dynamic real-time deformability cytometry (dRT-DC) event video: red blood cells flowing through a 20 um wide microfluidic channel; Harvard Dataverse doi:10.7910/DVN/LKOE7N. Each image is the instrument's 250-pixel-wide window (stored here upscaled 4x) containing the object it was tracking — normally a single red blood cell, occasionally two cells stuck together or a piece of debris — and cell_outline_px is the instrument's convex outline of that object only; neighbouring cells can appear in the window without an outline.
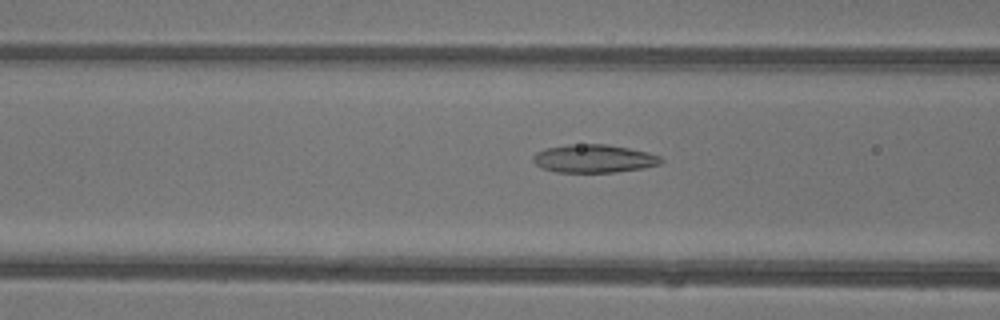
{"species": "common noctule bat (a hibernating species)", "species_latin": "Nyctalus noctula", "temperature_condition": "warm", "stored_images_in_passage": 45, "camera_frame_rate_fps": 3000, "um_per_image_px": 0.085, "animal": {"sex": "female"}, "frame": {"image": 1, "passage_image": 17, "time_ms": 5.333, "image_size_px": [1000, 320], "cell_outline_px": [[664, 160], [660, 164], [644, 168], [616, 172], [556, 172], [540, 168], [532, 160], [532, 156], [536, 152], [544, 148], [568, 144], [608, 144], [648, 152], [660, 156]], "centroid_in_image_um": [50.46, 13.48], "position_along_channel_um": 116.1, "area_um2": 21.21}}
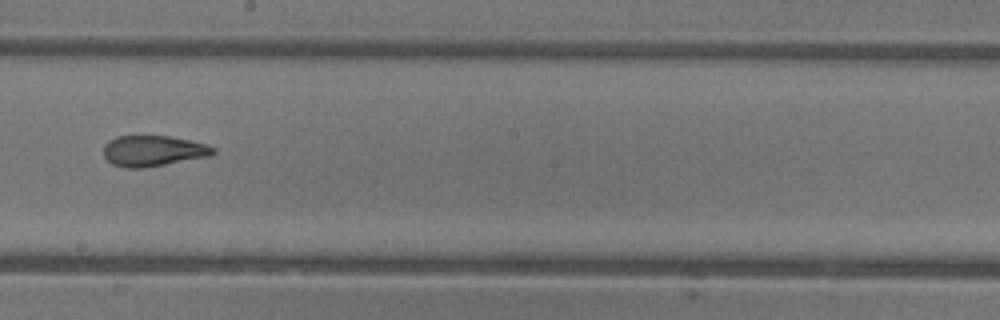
{"frame": {"image": 2, "passage_image": 25, "time_ms": 8.0, "image_size_px": [1000, 320], "cell_outline_px": [[216, 152], [208, 156], [144, 168], [124, 168], [112, 164], [104, 156], [104, 144], [108, 140], [116, 136], [168, 136], [208, 144], [216, 148]], "centroid_in_image_um": [13.0, 12.82], "position_along_channel_um": 235.2, "area_um2": 19.65}}
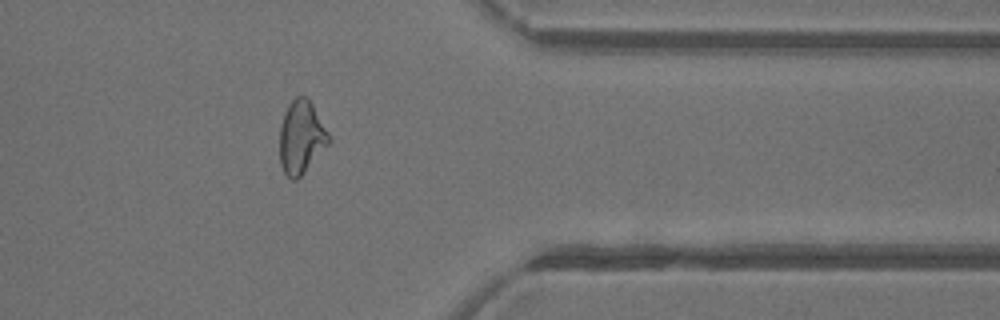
{"frame": {"image": 3, "passage_image": 36, "time_ms": 11.667, "image_size_px": [1000, 320], "cell_outline_px": [[332, 140], [304, 172], [296, 180], [292, 180], [284, 172], [280, 164], [280, 124], [284, 112], [288, 104], [296, 96], [308, 96], [328, 132]], "centroid_in_image_um": [25.6, 11.64], "position_along_channel_um": 385.8, "area_um2": 20.92}, "authors_computed_cell_mechanics": {"area_um2": 21.4438, "velocity_mm_per_s": 4.4577, "shape_relaxation_time_tau1_ms": null, "shape_relaxation_time_tau2_ms": 1.4508, "deformation_change_tau1": null, "deformation_change_tau2": 0.0987}}